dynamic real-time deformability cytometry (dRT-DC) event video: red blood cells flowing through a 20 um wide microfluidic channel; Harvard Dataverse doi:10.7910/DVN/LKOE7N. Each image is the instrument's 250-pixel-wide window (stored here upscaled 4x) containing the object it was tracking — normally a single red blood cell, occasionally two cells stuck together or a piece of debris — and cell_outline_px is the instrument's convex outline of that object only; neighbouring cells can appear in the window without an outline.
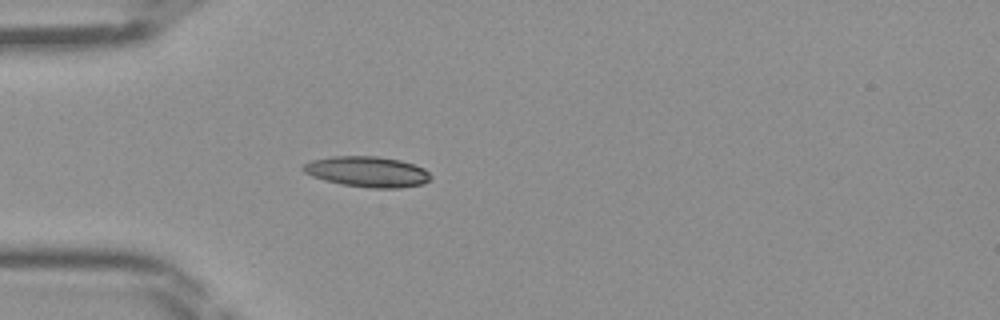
{"species": "Egyptian fruit bat (a non-hibernating species)", "species_latin": "Rousettus aegyptiacus", "temperature_condition": "room temperature", "stored_images_in_passage": 36, "camera_frame_rate_fps": 3000, "um_per_image_px": 0.085, "frame": {"image": 1, "passage_image": 6, "time_ms": 1.667, "image_size_px": [1000, 320], "cell_outline_px": [[432, 180], [424, 184], [400, 188], [372, 188], [344, 184], [324, 180], [312, 176], [304, 172], [300, 168], [304, 164], [312, 160], [332, 156], [376, 156], [400, 160], [424, 168], [432, 176]], "centroid_in_image_um": [31.25, 14.6], "position_along_channel_um": 53.8, "area_um2": 22.77}}
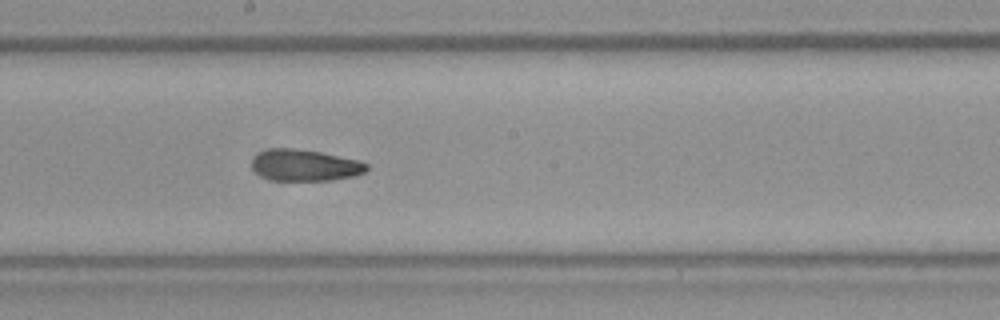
{"frame": {"image": 2, "passage_image": 18, "time_ms": 5.667, "image_size_px": [1000, 320], "cell_outline_px": [[368, 168], [364, 172], [352, 176], [332, 180], [272, 180], [256, 172], [252, 168], [252, 160], [260, 152], [272, 148], [296, 148], [320, 152], [360, 160], [368, 164]], "centroid_in_image_um": [25.94, 14.04], "position_along_channel_um": 222.3, "area_um2": 20.87}}
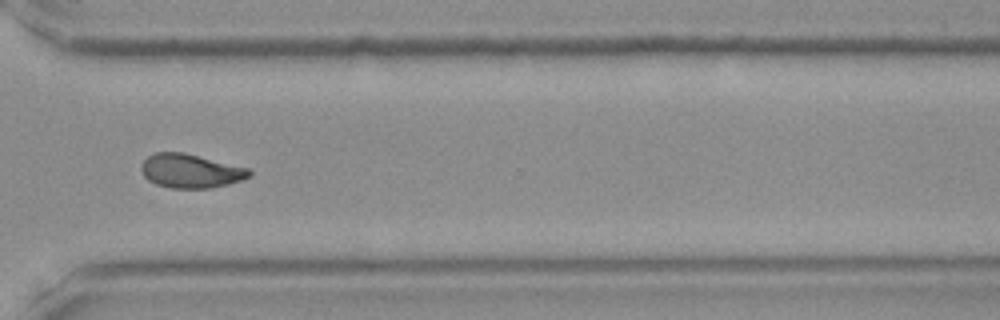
{"frame": {"image": 3, "passage_image": 27, "time_ms": 8.667, "image_size_px": [1000, 320], "cell_outline_px": [[252, 176], [244, 180], [212, 188], [172, 188], [156, 184], [148, 180], [144, 176], [140, 168], [140, 164], [148, 156], [156, 152], [184, 152], [248, 168], [252, 172]], "centroid_in_image_um": [16.21, 14.53], "position_along_channel_um": 354.4, "area_um2": 21.5}}